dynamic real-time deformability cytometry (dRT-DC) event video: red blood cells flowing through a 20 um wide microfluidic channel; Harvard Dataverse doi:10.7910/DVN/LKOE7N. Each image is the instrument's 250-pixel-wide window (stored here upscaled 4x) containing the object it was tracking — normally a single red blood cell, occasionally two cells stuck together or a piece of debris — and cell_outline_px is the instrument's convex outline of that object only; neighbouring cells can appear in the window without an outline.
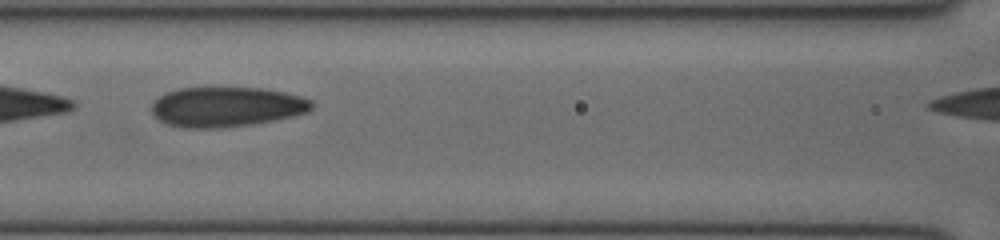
{"species": "human", "species_latin": "Homo sapiens", "temperature_condition": "cold", "stored_images_in_passage": 24, "camera_frame_rate_fps": 3000, "um_per_image_px": 0.085, "donor": {"sex": "female"}, "frame": {"image": 1, "passage_image": 4, "time_ms": 1.0, "image_size_px": [1000, 240], "cell_outline_px": [[316, 104], [308, 112], [276, 120], [252, 124], [220, 128], [180, 128], [164, 124], [152, 116], [152, 104], [164, 92], [180, 88], [204, 84], [264, 88], [284, 92], [300, 96], [312, 100]], "centroid_in_image_um": [19.21, 9.04], "position_along_channel_um": 147.4, "area_um2": 38.9}}